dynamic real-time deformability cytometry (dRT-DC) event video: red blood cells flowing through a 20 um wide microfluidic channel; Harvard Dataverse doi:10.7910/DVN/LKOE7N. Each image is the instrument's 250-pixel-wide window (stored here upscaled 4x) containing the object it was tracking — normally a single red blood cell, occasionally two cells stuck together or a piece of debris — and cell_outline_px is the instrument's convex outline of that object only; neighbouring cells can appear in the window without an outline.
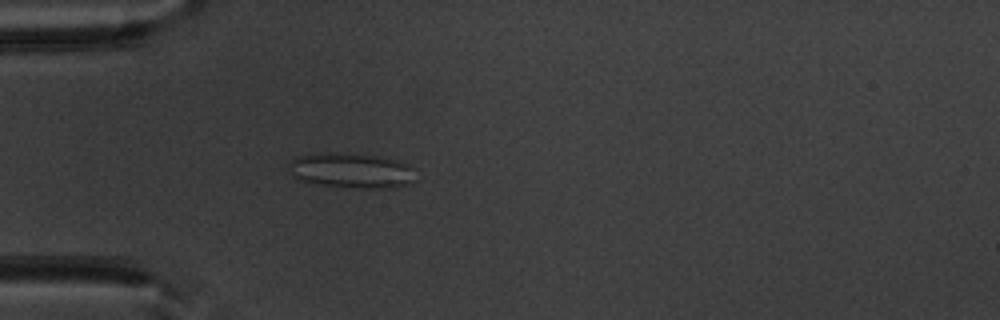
{"species": "common noctule bat (a hibernating species)", "species_latin": "Nyctalus noctula", "temperature_condition": "warm", "stored_images_in_passage": 52, "camera_frame_rate_fps": 3000, "um_per_image_px": 0.085, "animal": {"sex": "male", "body_mass_g": 20.1, "forearm_length_mm": 53.5}, "frame": {"image": 1, "passage_image": 16, "time_ms": 5.0, "image_size_px": [1000, 320], "cell_outline_px": [[416, 180], [412, 184], [396, 188], [364, 188], [320, 184], [300, 180], [292, 176], [288, 168], [288, 164], [292, 156], [328, 152], [352, 152], [376, 156], [396, 160], [408, 164], [416, 168]], "centroid_in_image_um": [29.91, 14.48], "position_along_channel_um": 55.1, "area_um2": 26.7}}
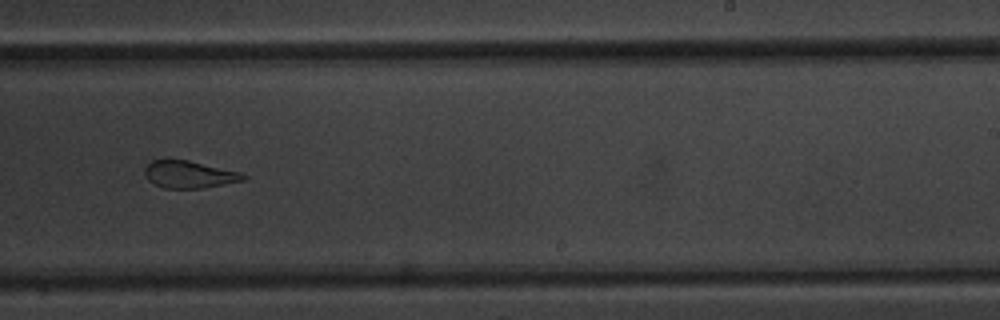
{"frame": {"image": 2, "passage_image": 33, "time_ms": 10.667, "image_size_px": [1000, 320], "cell_outline_px": [[248, 176], [244, 180], [204, 188], [164, 188], [148, 180], [144, 172], [144, 168], [152, 160], [188, 160], [240, 172]], "centroid_in_image_um": [16.08, 14.83], "position_along_channel_um": 272.9, "area_um2": 15.49}}
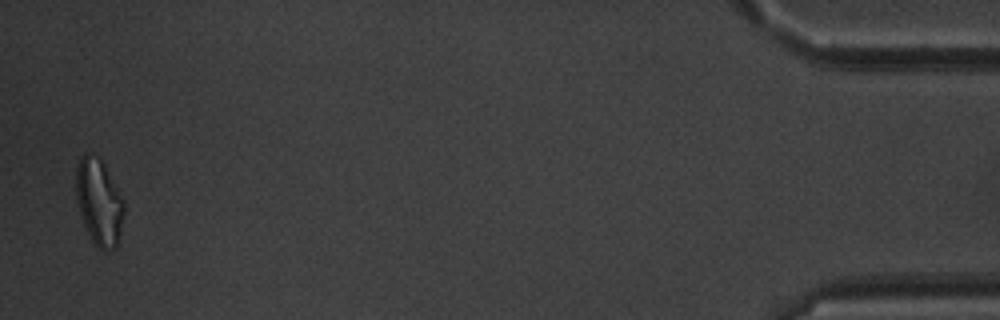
{"frame": {"image": 3, "passage_image": 51, "time_ms": 16.667, "image_size_px": [1000, 320], "cell_outline_px": [[124, 216], [116, 248], [108, 252], [104, 252], [92, 240], [84, 224], [76, 200], [76, 168], [80, 156], [84, 152], [100, 156], [124, 200]], "centroid_in_image_um": [8.42, 17.14], "position_along_channel_um": 426.8, "area_um2": 24.33}, "authors_computed_cell_mechanics": {"area_um2": 21.1259, "velocity_mm_per_s": 3.9664, "shape_relaxation_time_tau1_ms": null, "shape_relaxation_time_tau2_ms": 1.6878, "deformation_change_tau1": null, "deformation_change_tau2": 0.1049}}